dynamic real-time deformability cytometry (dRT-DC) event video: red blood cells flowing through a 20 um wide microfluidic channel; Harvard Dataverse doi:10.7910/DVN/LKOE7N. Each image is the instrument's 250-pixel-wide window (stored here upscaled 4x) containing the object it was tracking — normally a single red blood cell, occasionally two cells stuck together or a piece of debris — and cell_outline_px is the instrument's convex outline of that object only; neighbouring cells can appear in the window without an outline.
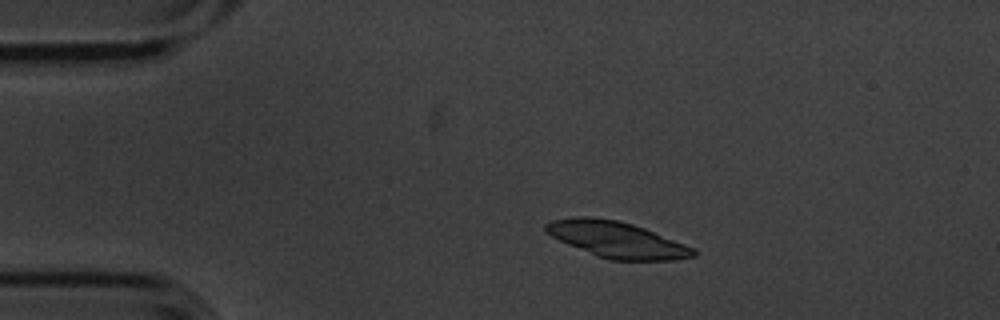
{"species": "common noctule bat (a hibernating species)", "species_latin": "Nyctalus noctula", "temperature_condition": "cold", "stored_images_in_passage": 5, "camera_frame_rate_fps": 3000, "um_per_image_px": 0.085, "animal": {"sex": "male", "body_mass_g": 20.1, "forearm_length_mm": 53.5}, "frame": {"image": 1, "passage_image": 3, "time_ms": 0.667, "image_size_px": [1000, 320], "cell_outline_px": [[696, 256], [676, 260], [608, 260], [596, 256], [568, 244], [552, 236], [544, 228], [544, 224], [552, 220], [576, 216], [588, 216], [616, 220], [632, 224], [644, 228], [696, 248]], "centroid_in_image_um": [52.45, 20.37], "position_along_channel_um": 32.5, "area_um2": 30.98}}